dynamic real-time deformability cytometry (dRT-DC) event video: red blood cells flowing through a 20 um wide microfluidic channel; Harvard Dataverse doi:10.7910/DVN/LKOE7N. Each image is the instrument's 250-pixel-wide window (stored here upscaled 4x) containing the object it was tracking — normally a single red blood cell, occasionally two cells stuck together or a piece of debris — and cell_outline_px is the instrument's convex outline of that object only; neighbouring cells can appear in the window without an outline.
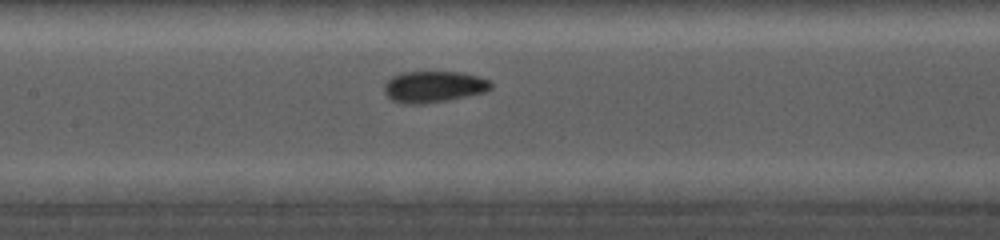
{"species": "common noctule bat (a hibernating species)", "species_latin": "Nyctalus noctula", "temperature_condition": "cold", "stored_images_in_passage": 16, "camera_frame_rate_fps": 5000, "um_per_image_px": 0.085, "animal": {"sex": "female", "body_mass_g": 19.0, "forearm_length_mm": 56.7}, "frame": {"image": 1, "passage_image": 14, "time_ms": 5.0, "image_size_px": [1000, 240], "cell_outline_px": [[492, 88], [488, 92], [468, 96], [424, 104], [404, 104], [392, 100], [384, 92], [384, 84], [392, 76], [400, 72], [464, 72], [480, 76], [488, 80], [492, 84]], "centroid_in_image_um": [36.89, 7.37], "position_along_channel_um": 170.5, "area_um2": 19.77}}
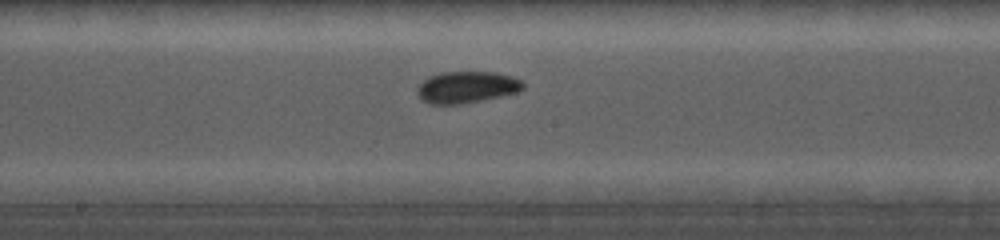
{"frame": {"image": 2, "passage_image": 16, "time_ms": 6.0, "image_size_px": [1000, 240], "cell_outline_px": [[524, 88], [516, 92], [500, 96], [460, 104], [428, 104], [420, 100], [416, 92], [416, 88], [428, 76], [440, 72], [492, 72], [512, 76], [520, 80], [524, 84]], "centroid_in_image_um": [39.61, 7.41], "position_along_channel_um": 208.6, "area_um2": 19.54}}